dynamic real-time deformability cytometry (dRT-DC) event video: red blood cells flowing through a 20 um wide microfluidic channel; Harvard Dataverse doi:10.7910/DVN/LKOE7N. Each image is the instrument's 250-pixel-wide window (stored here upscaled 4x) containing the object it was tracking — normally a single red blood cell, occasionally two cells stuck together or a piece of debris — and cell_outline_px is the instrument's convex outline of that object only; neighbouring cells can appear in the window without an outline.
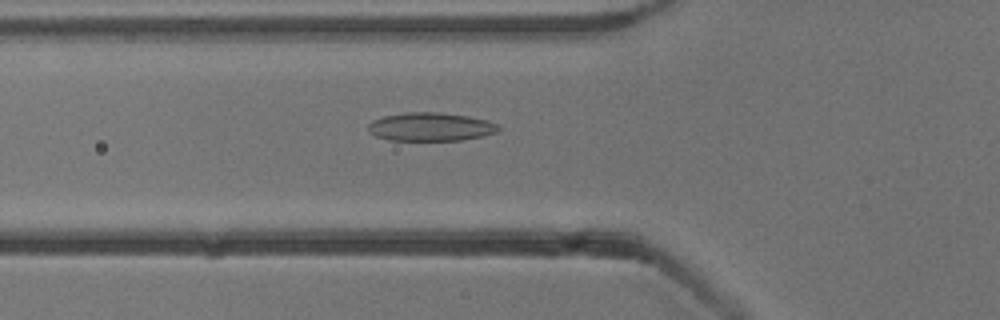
{"species": "common noctule bat (a hibernating species)", "species_latin": "Nyctalus noctula", "temperature_condition": "cold", "stored_images_in_passage": 37, "camera_frame_rate_fps": 3000, "um_per_image_px": 0.085, "animal": {"sex": "male", "body_mass_g": 13.3}, "frame": {"image": 1, "passage_image": 6, "time_ms": 1.667, "image_size_px": [1000, 320], "cell_outline_px": [[500, 128], [496, 132], [484, 136], [460, 140], [388, 140], [376, 136], [368, 132], [368, 124], [372, 120], [384, 116], [404, 112], [440, 112], [468, 116], [488, 120], [496, 124]], "centroid_in_image_um": [36.58, 10.77], "position_along_channel_um": 89.2, "area_um2": 21.68}}
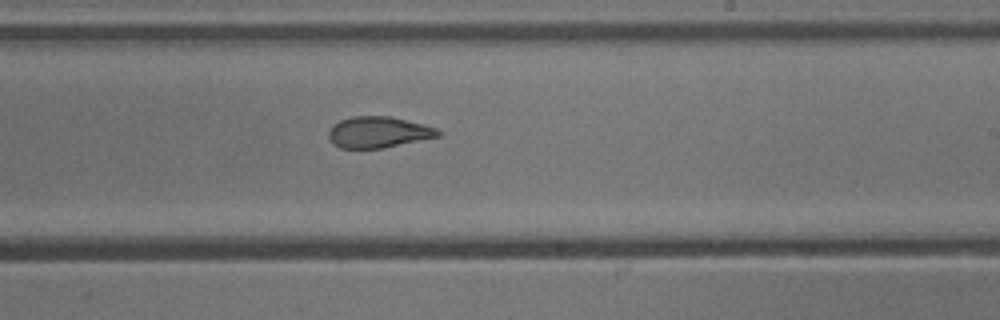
{"frame": {"image": 2, "passage_image": 19, "time_ms": 6.0, "image_size_px": [1000, 320], "cell_outline_px": [[440, 136], [380, 148], [340, 148], [332, 144], [328, 136], [328, 132], [332, 124], [340, 120], [352, 116], [388, 116], [424, 124], [436, 128], [440, 132]], "centroid_in_image_um": [32.11, 11.23], "position_along_channel_um": 256.9, "area_um2": 19.77}}
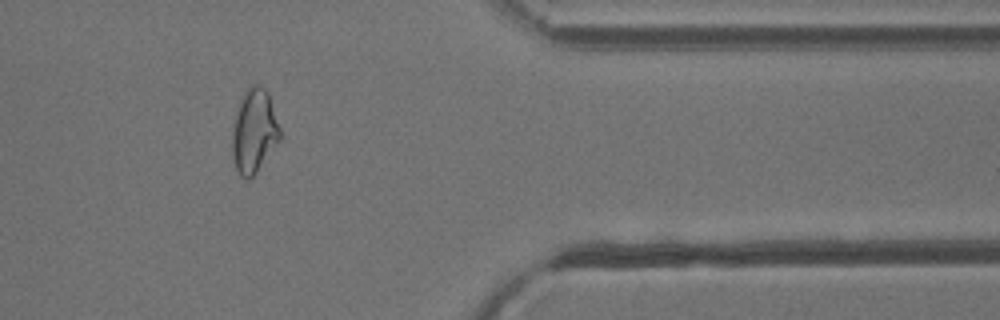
{"frame": {"image": 3, "passage_image": 31, "time_ms": 10.0, "image_size_px": [1000, 320], "cell_outline_px": [[280, 140], [256, 172], [248, 180], [244, 180], [240, 176], [236, 168], [232, 156], [232, 132], [236, 112], [240, 100], [244, 92], [252, 84], [260, 84], [268, 92], [280, 128]], "centroid_in_image_um": [21.59, 11.14], "position_along_channel_um": 389.8, "area_um2": 23.29}, "authors_computed_cell_mechanics": {"area_um2": 21.1548, "velocity_mm_per_s": 3.8565, "shape_relaxation_time_tau1_ms": null, "shape_relaxation_time_tau2_ms": 2.0305, "deformation_change_tau1": null, "deformation_change_tau2": 0.0903}}